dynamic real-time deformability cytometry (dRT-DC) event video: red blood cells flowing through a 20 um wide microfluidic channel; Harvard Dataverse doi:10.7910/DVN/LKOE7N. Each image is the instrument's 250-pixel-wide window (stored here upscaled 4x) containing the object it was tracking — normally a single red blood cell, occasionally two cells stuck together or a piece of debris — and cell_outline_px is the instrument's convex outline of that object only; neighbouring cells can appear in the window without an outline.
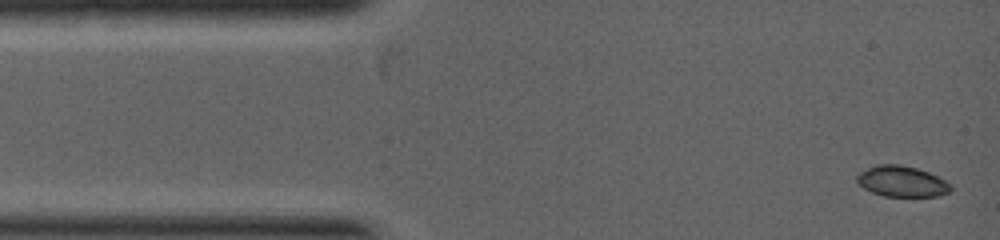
{"species": "common noctule bat (a hibernating species)", "species_latin": "Nyctalus noctula", "temperature_condition": "warm", "stored_images_in_passage": 6, "camera_frame_rate_fps": 5000, "um_per_image_px": 0.085, "animal": {"sex": "female", "body_mass_g": 19.0, "forearm_length_mm": 53.3}, "frame": {"image": 1, "passage_image": 1, "time_ms": 0.0, "image_size_px": [1000, 240], "cell_outline_px": [[952, 188], [948, 192], [936, 196], [884, 196], [872, 192], [864, 188], [856, 180], [856, 176], [860, 172], [876, 164], [900, 164], [916, 168], [928, 172], [944, 180]], "centroid_in_image_um": [76.62, 15.41], "position_along_channel_um": 8.4, "area_um2": 16.59}}
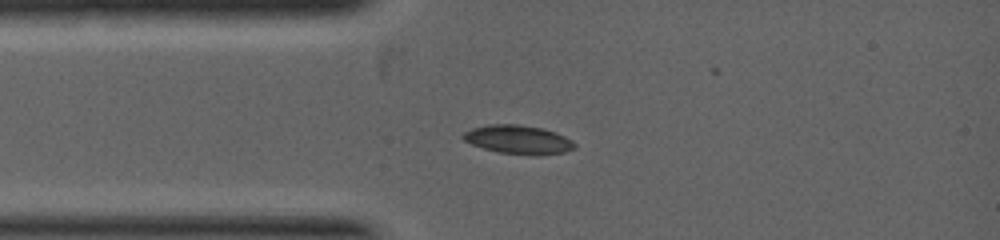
{"frame": {"image": 2, "passage_image": 5, "time_ms": 1.4, "image_size_px": [1000, 240], "cell_outline_px": [[576, 148], [564, 152], [536, 156], [532, 156], [500, 152], [484, 148], [472, 144], [464, 140], [460, 136], [464, 132], [472, 128], [492, 124], [516, 124], [544, 128], [556, 132], [572, 140], [576, 144]], "centroid_in_image_um": [44.08, 11.87], "position_along_channel_um": 40.9, "area_um2": 18.79}}